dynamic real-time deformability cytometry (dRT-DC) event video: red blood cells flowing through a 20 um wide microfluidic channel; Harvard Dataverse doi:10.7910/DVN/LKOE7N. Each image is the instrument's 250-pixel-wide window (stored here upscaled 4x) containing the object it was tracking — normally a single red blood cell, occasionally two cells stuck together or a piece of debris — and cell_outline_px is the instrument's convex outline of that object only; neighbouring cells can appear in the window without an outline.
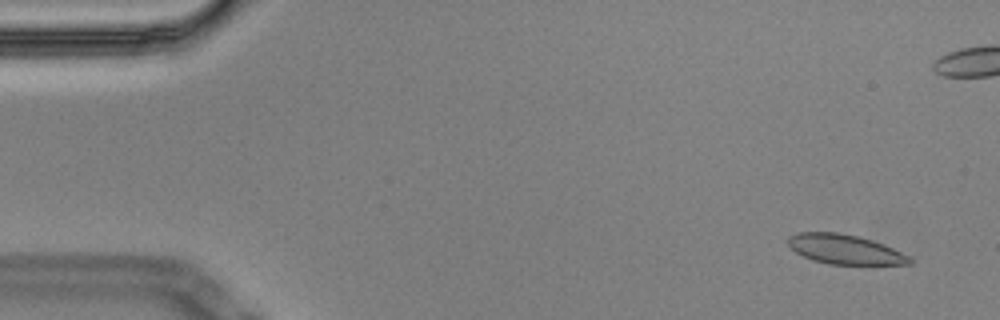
{"species": "Egyptian fruit bat (a non-hibernating species)", "species_latin": "Rousettus aegyptiacus", "temperature_condition": "cold", "stored_images_in_passage": 6, "camera_frame_rate_fps": 3000, "um_per_image_px": 0.085, "animal": {"sex": "male"}, "frame": {"image": 1, "passage_image": 1, "time_ms": 0.0, "image_size_px": [1000, 320], "cell_outline_px": [[912, 264], [872, 268], [828, 264], [812, 260], [796, 252], [788, 244], [788, 236], [796, 232], [840, 232], [872, 240], [884, 244], [908, 256], [912, 260]], "centroid_in_image_um": [71.9, 21.26], "position_along_channel_um": 13.1, "area_um2": 22.02}}